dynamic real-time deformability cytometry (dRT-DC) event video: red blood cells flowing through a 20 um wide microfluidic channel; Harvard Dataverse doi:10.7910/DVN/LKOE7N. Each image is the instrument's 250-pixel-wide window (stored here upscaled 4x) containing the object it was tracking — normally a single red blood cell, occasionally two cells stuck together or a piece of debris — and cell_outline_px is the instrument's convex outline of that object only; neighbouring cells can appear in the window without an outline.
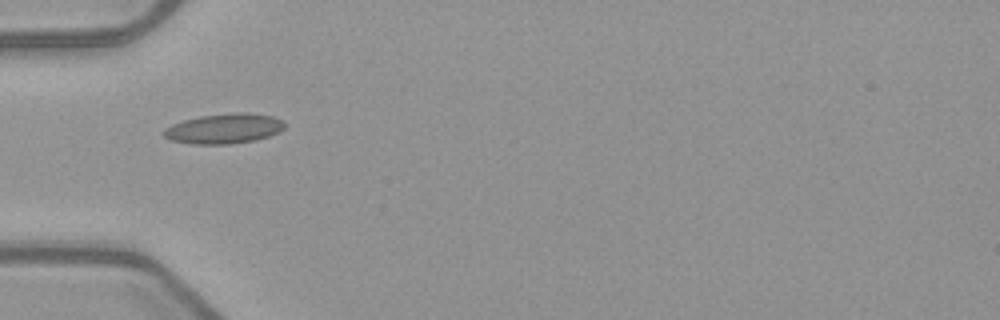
{"species": "common noctule bat (a hibernating species)", "species_latin": "Nyctalus noctula", "temperature_condition": "warm", "stored_images_in_passage": 6, "camera_frame_rate_fps": 3000, "um_per_image_px": 0.085, "animal": {"sex": "female", "body_mass_g": 21.9}, "frame": {"image": 1, "passage_image": 1, "time_ms": 0.0, "image_size_px": [1000, 320], "cell_outline_px": [[284, 128], [268, 136], [256, 140], [228, 144], [192, 144], [172, 140], [164, 136], [160, 132], [164, 128], [172, 124], [184, 120], [200, 116], [232, 112], [244, 112], [272, 116], [284, 120]], "centroid_in_image_um": [19.01, 10.92], "position_along_channel_um": 66.0, "area_um2": 21.15}}